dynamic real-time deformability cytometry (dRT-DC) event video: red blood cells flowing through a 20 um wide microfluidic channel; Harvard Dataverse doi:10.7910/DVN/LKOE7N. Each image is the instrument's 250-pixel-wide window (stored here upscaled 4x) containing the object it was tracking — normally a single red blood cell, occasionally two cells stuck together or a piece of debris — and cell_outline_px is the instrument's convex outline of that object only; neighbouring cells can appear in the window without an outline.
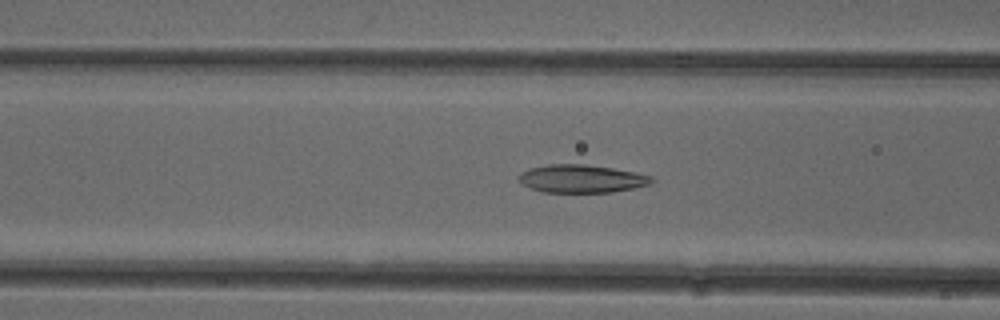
{"species": "common noctule bat (a hibernating species)", "species_latin": "Nyctalus noctula", "temperature_condition": "cold", "stored_images_in_passage": 49, "camera_frame_rate_fps": 3000, "um_per_image_px": 0.085, "animal": {"sex": "female"}, "frame": {"image": 1, "passage_image": 18, "time_ms": 5.667, "image_size_px": [1000, 320], "cell_outline_px": [[656, 180], [652, 184], [636, 188], [612, 192], [544, 192], [532, 188], [524, 184], [520, 180], [520, 172], [532, 168], [548, 164], [584, 164], [612, 168], [636, 172], [652, 176]], "centroid_in_image_um": [49.52, 15.19], "position_along_channel_um": 117.1, "area_um2": 21.62}}
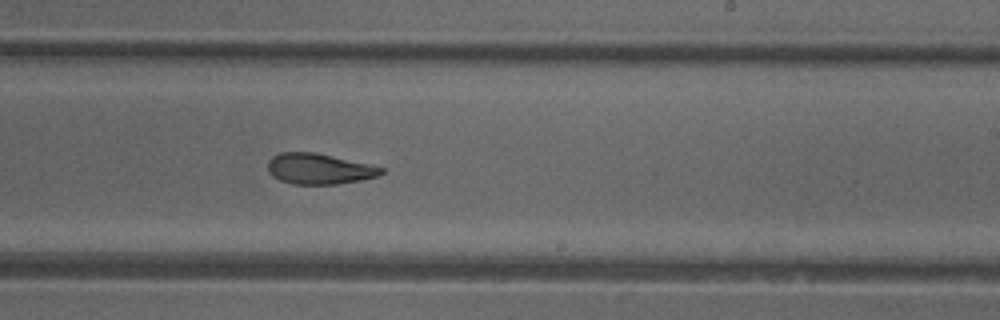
{"frame": {"image": 2, "passage_image": 29, "time_ms": 9.333, "image_size_px": [1000, 320], "cell_outline_px": [[384, 172], [376, 176], [360, 180], [336, 184], [292, 184], [280, 180], [272, 176], [268, 172], [268, 160], [272, 156], [280, 152], [316, 152], [368, 164], [384, 168]], "centroid_in_image_um": [27.08, 14.34], "position_along_channel_um": 261.9, "area_um2": 20.23}}
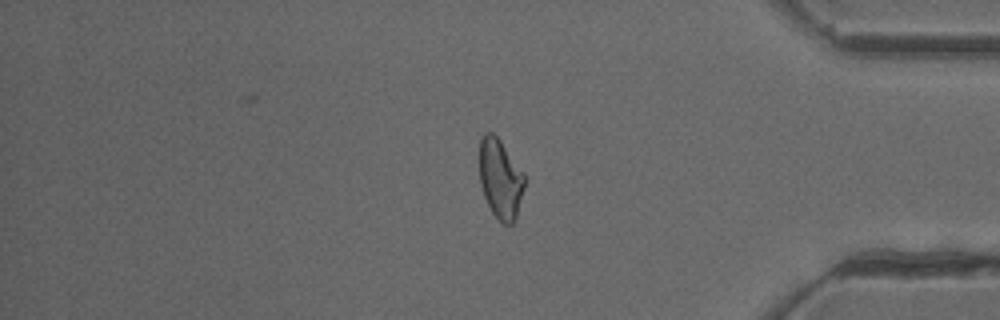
{"frame": {"image": 3, "passage_image": 41, "time_ms": 13.333, "image_size_px": [1000, 320], "cell_outline_px": [[524, 188], [516, 216], [512, 224], [504, 224], [492, 212], [484, 196], [480, 184], [480, 140], [484, 132], [492, 132], [500, 140], [524, 172]], "centroid_in_image_um": [42.53, 15.17], "position_along_channel_um": 392.7, "area_um2": 20.69}, "authors_computed_cell_mechanics": {"area_um2": 21.7328, "velocity_mm_per_s": 3.9477, "shape_relaxation_time_tau1_ms": 6.9542, "shape_relaxation_time_tau2_ms": 2.4642, "deformation_change_tau1": 0.1623, "deformation_change_tau2": 0.091}}